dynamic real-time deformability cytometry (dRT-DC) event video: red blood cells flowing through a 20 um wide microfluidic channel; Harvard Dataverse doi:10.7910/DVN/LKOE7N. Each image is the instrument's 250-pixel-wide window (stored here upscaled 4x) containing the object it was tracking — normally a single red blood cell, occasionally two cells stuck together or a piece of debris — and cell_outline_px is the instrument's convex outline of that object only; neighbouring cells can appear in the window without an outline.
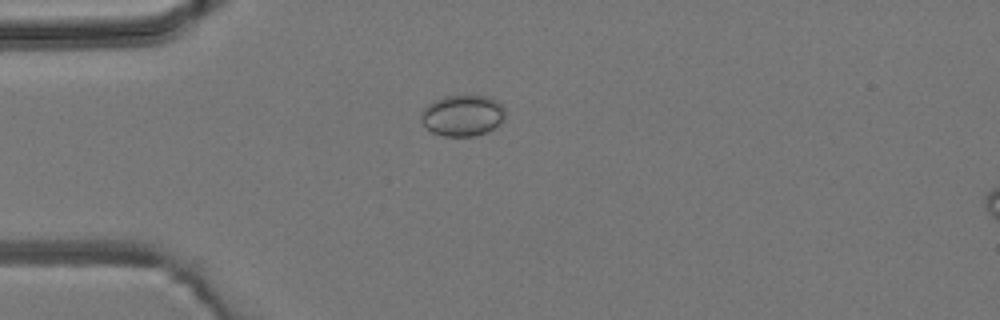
{"species": "common noctule bat (a hibernating species)", "species_latin": "Nyctalus noctula", "temperature_condition": "room temperature", "stored_images_in_passage": 2, "camera_frame_rate_fps": 3000, "um_per_image_px": 0.085, "animal": {"sex": "male", "body_mass_g": 19.2, "forearm_length_mm": 51.8}, "frame": {"image": 1, "passage_image": 1, "time_ms": 0.0, "image_size_px": [1000, 320], "cell_outline_px": [[504, 120], [500, 124], [488, 132], [472, 136], [444, 136], [432, 132], [424, 128], [420, 120], [420, 112], [428, 104], [444, 96], [488, 96], [496, 100], [504, 108]], "centroid_in_image_um": [39.29, 9.83], "position_along_channel_um": 45.7, "area_um2": 20.35}}